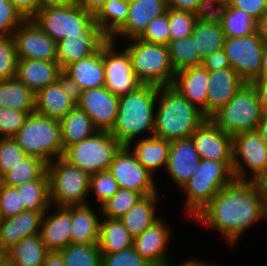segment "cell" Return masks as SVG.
Returning a JSON list of instances; mask_svg holds the SVG:
<instances>
[{
    "label": "cell",
    "mask_w": 267,
    "mask_h": 266,
    "mask_svg": "<svg viewBox=\"0 0 267 266\" xmlns=\"http://www.w3.org/2000/svg\"><path fill=\"white\" fill-rule=\"evenodd\" d=\"M267 219V195L262 182L237 181L222 188L191 221L221 234L225 244L238 245L249 228ZM217 231V232H216Z\"/></svg>",
    "instance_id": "obj_1"
},
{
    "label": "cell",
    "mask_w": 267,
    "mask_h": 266,
    "mask_svg": "<svg viewBox=\"0 0 267 266\" xmlns=\"http://www.w3.org/2000/svg\"><path fill=\"white\" fill-rule=\"evenodd\" d=\"M157 90L158 86L142 85L136 91L119 97L117 119L110 133L123 146L137 138L153 136Z\"/></svg>",
    "instance_id": "obj_2"
},
{
    "label": "cell",
    "mask_w": 267,
    "mask_h": 266,
    "mask_svg": "<svg viewBox=\"0 0 267 266\" xmlns=\"http://www.w3.org/2000/svg\"><path fill=\"white\" fill-rule=\"evenodd\" d=\"M206 119L171 85L158 87L153 136L168 141L189 138Z\"/></svg>",
    "instance_id": "obj_3"
},
{
    "label": "cell",
    "mask_w": 267,
    "mask_h": 266,
    "mask_svg": "<svg viewBox=\"0 0 267 266\" xmlns=\"http://www.w3.org/2000/svg\"><path fill=\"white\" fill-rule=\"evenodd\" d=\"M234 180L233 162L201 159L191 178L179 190L185 194V216L193 220L222 188Z\"/></svg>",
    "instance_id": "obj_4"
},
{
    "label": "cell",
    "mask_w": 267,
    "mask_h": 266,
    "mask_svg": "<svg viewBox=\"0 0 267 266\" xmlns=\"http://www.w3.org/2000/svg\"><path fill=\"white\" fill-rule=\"evenodd\" d=\"M12 138L28 156L40 158L47 164L63 156L58 119L33 112Z\"/></svg>",
    "instance_id": "obj_5"
},
{
    "label": "cell",
    "mask_w": 267,
    "mask_h": 266,
    "mask_svg": "<svg viewBox=\"0 0 267 266\" xmlns=\"http://www.w3.org/2000/svg\"><path fill=\"white\" fill-rule=\"evenodd\" d=\"M264 111L256 88L245 83L228 103L209 119L230 136L257 130Z\"/></svg>",
    "instance_id": "obj_6"
},
{
    "label": "cell",
    "mask_w": 267,
    "mask_h": 266,
    "mask_svg": "<svg viewBox=\"0 0 267 266\" xmlns=\"http://www.w3.org/2000/svg\"><path fill=\"white\" fill-rule=\"evenodd\" d=\"M124 42L128 51L133 71L143 85H171L175 71L169 58L167 45L145 42L139 38Z\"/></svg>",
    "instance_id": "obj_7"
},
{
    "label": "cell",
    "mask_w": 267,
    "mask_h": 266,
    "mask_svg": "<svg viewBox=\"0 0 267 266\" xmlns=\"http://www.w3.org/2000/svg\"><path fill=\"white\" fill-rule=\"evenodd\" d=\"M49 198L53 207L88 203L90 175L63 157L47 164Z\"/></svg>",
    "instance_id": "obj_8"
},
{
    "label": "cell",
    "mask_w": 267,
    "mask_h": 266,
    "mask_svg": "<svg viewBox=\"0 0 267 266\" xmlns=\"http://www.w3.org/2000/svg\"><path fill=\"white\" fill-rule=\"evenodd\" d=\"M32 19L56 42L69 35H81V31H101L94 15L78 4L40 8Z\"/></svg>",
    "instance_id": "obj_9"
},
{
    "label": "cell",
    "mask_w": 267,
    "mask_h": 266,
    "mask_svg": "<svg viewBox=\"0 0 267 266\" xmlns=\"http://www.w3.org/2000/svg\"><path fill=\"white\" fill-rule=\"evenodd\" d=\"M122 146L109 131H97L85 140L68 147L62 157L92 175L108 170Z\"/></svg>",
    "instance_id": "obj_10"
},
{
    "label": "cell",
    "mask_w": 267,
    "mask_h": 266,
    "mask_svg": "<svg viewBox=\"0 0 267 266\" xmlns=\"http://www.w3.org/2000/svg\"><path fill=\"white\" fill-rule=\"evenodd\" d=\"M232 151L235 180L262 182L267 177V145L257 130L234 135Z\"/></svg>",
    "instance_id": "obj_11"
},
{
    "label": "cell",
    "mask_w": 267,
    "mask_h": 266,
    "mask_svg": "<svg viewBox=\"0 0 267 266\" xmlns=\"http://www.w3.org/2000/svg\"><path fill=\"white\" fill-rule=\"evenodd\" d=\"M119 46V43L116 44V42L108 39L102 45V60L105 73L104 87L112 94L120 97L136 91L143 84L137 79L133 71L128 51Z\"/></svg>",
    "instance_id": "obj_12"
},
{
    "label": "cell",
    "mask_w": 267,
    "mask_h": 266,
    "mask_svg": "<svg viewBox=\"0 0 267 266\" xmlns=\"http://www.w3.org/2000/svg\"><path fill=\"white\" fill-rule=\"evenodd\" d=\"M119 188L139 192L143 197L160 193L155 177L141 163L128 146H122L108 168Z\"/></svg>",
    "instance_id": "obj_13"
},
{
    "label": "cell",
    "mask_w": 267,
    "mask_h": 266,
    "mask_svg": "<svg viewBox=\"0 0 267 266\" xmlns=\"http://www.w3.org/2000/svg\"><path fill=\"white\" fill-rule=\"evenodd\" d=\"M263 43L257 31L245 37H226L224 50L231 68L246 83H252L260 76Z\"/></svg>",
    "instance_id": "obj_14"
},
{
    "label": "cell",
    "mask_w": 267,
    "mask_h": 266,
    "mask_svg": "<svg viewBox=\"0 0 267 266\" xmlns=\"http://www.w3.org/2000/svg\"><path fill=\"white\" fill-rule=\"evenodd\" d=\"M76 106L92 119L99 131L110 132L117 119L119 96L104 86L84 89L76 93Z\"/></svg>",
    "instance_id": "obj_15"
},
{
    "label": "cell",
    "mask_w": 267,
    "mask_h": 266,
    "mask_svg": "<svg viewBox=\"0 0 267 266\" xmlns=\"http://www.w3.org/2000/svg\"><path fill=\"white\" fill-rule=\"evenodd\" d=\"M19 59L56 61L57 42L45 34L33 19H25L13 33Z\"/></svg>",
    "instance_id": "obj_16"
},
{
    "label": "cell",
    "mask_w": 267,
    "mask_h": 266,
    "mask_svg": "<svg viewBox=\"0 0 267 266\" xmlns=\"http://www.w3.org/2000/svg\"><path fill=\"white\" fill-rule=\"evenodd\" d=\"M171 225L160 218L143 233L134 238L135 251L152 266H166L173 260L169 255L172 236ZM169 255V256H168ZM170 259V260H169Z\"/></svg>",
    "instance_id": "obj_17"
},
{
    "label": "cell",
    "mask_w": 267,
    "mask_h": 266,
    "mask_svg": "<svg viewBox=\"0 0 267 266\" xmlns=\"http://www.w3.org/2000/svg\"><path fill=\"white\" fill-rule=\"evenodd\" d=\"M190 137L200 159L233 162L232 136L221 131L209 118Z\"/></svg>",
    "instance_id": "obj_18"
},
{
    "label": "cell",
    "mask_w": 267,
    "mask_h": 266,
    "mask_svg": "<svg viewBox=\"0 0 267 266\" xmlns=\"http://www.w3.org/2000/svg\"><path fill=\"white\" fill-rule=\"evenodd\" d=\"M167 9L166 0H136L130 2L125 23L109 40L120 44V41L123 40L139 38L146 30L147 25L153 19L166 13Z\"/></svg>",
    "instance_id": "obj_19"
},
{
    "label": "cell",
    "mask_w": 267,
    "mask_h": 266,
    "mask_svg": "<svg viewBox=\"0 0 267 266\" xmlns=\"http://www.w3.org/2000/svg\"><path fill=\"white\" fill-rule=\"evenodd\" d=\"M76 106V93L62 76L35 94L34 112L60 120Z\"/></svg>",
    "instance_id": "obj_20"
},
{
    "label": "cell",
    "mask_w": 267,
    "mask_h": 266,
    "mask_svg": "<svg viewBox=\"0 0 267 266\" xmlns=\"http://www.w3.org/2000/svg\"><path fill=\"white\" fill-rule=\"evenodd\" d=\"M62 75L74 92L105 85L102 46L92 55L73 62L62 70Z\"/></svg>",
    "instance_id": "obj_21"
},
{
    "label": "cell",
    "mask_w": 267,
    "mask_h": 266,
    "mask_svg": "<svg viewBox=\"0 0 267 266\" xmlns=\"http://www.w3.org/2000/svg\"><path fill=\"white\" fill-rule=\"evenodd\" d=\"M200 156L194 142L189 138L170 141V151L165 171L171 182L181 189L191 178L200 163Z\"/></svg>",
    "instance_id": "obj_22"
},
{
    "label": "cell",
    "mask_w": 267,
    "mask_h": 266,
    "mask_svg": "<svg viewBox=\"0 0 267 266\" xmlns=\"http://www.w3.org/2000/svg\"><path fill=\"white\" fill-rule=\"evenodd\" d=\"M209 71L202 65L176 71L171 86L207 117Z\"/></svg>",
    "instance_id": "obj_23"
},
{
    "label": "cell",
    "mask_w": 267,
    "mask_h": 266,
    "mask_svg": "<svg viewBox=\"0 0 267 266\" xmlns=\"http://www.w3.org/2000/svg\"><path fill=\"white\" fill-rule=\"evenodd\" d=\"M51 208L44 213L40 236L48 251H62L71 244V206Z\"/></svg>",
    "instance_id": "obj_24"
},
{
    "label": "cell",
    "mask_w": 267,
    "mask_h": 266,
    "mask_svg": "<svg viewBox=\"0 0 267 266\" xmlns=\"http://www.w3.org/2000/svg\"><path fill=\"white\" fill-rule=\"evenodd\" d=\"M46 211H22L17 215L0 218V254L23 238L40 234Z\"/></svg>",
    "instance_id": "obj_25"
},
{
    "label": "cell",
    "mask_w": 267,
    "mask_h": 266,
    "mask_svg": "<svg viewBox=\"0 0 267 266\" xmlns=\"http://www.w3.org/2000/svg\"><path fill=\"white\" fill-rule=\"evenodd\" d=\"M107 40L101 31H81V35H69L57 42L56 61L63 70L71 63L92 55Z\"/></svg>",
    "instance_id": "obj_26"
},
{
    "label": "cell",
    "mask_w": 267,
    "mask_h": 266,
    "mask_svg": "<svg viewBox=\"0 0 267 266\" xmlns=\"http://www.w3.org/2000/svg\"><path fill=\"white\" fill-rule=\"evenodd\" d=\"M245 83L232 68L209 71L207 118L225 106Z\"/></svg>",
    "instance_id": "obj_27"
},
{
    "label": "cell",
    "mask_w": 267,
    "mask_h": 266,
    "mask_svg": "<svg viewBox=\"0 0 267 266\" xmlns=\"http://www.w3.org/2000/svg\"><path fill=\"white\" fill-rule=\"evenodd\" d=\"M62 76V68L57 61L38 59H19L18 61L16 78L35 94Z\"/></svg>",
    "instance_id": "obj_28"
},
{
    "label": "cell",
    "mask_w": 267,
    "mask_h": 266,
    "mask_svg": "<svg viewBox=\"0 0 267 266\" xmlns=\"http://www.w3.org/2000/svg\"><path fill=\"white\" fill-rule=\"evenodd\" d=\"M90 203L71 206V243L94 244L99 239L101 207ZM95 209V210H94ZM99 213V214H98Z\"/></svg>",
    "instance_id": "obj_29"
},
{
    "label": "cell",
    "mask_w": 267,
    "mask_h": 266,
    "mask_svg": "<svg viewBox=\"0 0 267 266\" xmlns=\"http://www.w3.org/2000/svg\"><path fill=\"white\" fill-rule=\"evenodd\" d=\"M128 147L132 149L131 151L136 156L138 162L154 176H157L155 174L157 170L166 168L170 141L152 136L134 140Z\"/></svg>",
    "instance_id": "obj_30"
},
{
    "label": "cell",
    "mask_w": 267,
    "mask_h": 266,
    "mask_svg": "<svg viewBox=\"0 0 267 266\" xmlns=\"http://www.w3.org/2000/svg\"><path fill=\"white\" fill-rule=\"evenodd\" d=\"M159 198V193L144 196L120 218L124 227L134 238L161 218L162 215L158 217L159 215L156 214L158 201L161 200Z\"/></svg>",
    "instance_id": "obj_31"
},
{
    "label": "cell",
    "mask_w": 267,
    "mask_h": 266,
    "mask_svg": "<svg viewBox=\"0 0 267 266\" xmlns=\"http://www.w3.org/2000/svg\"><path fill=\"white\" fill-rule=\"evenodd\" d=\"M61 140L64 151L99 131L92 119L79 107L75 106L60 120Z\"/></svg>",
    "instance_id": "obj_32"
},
{
    "label": "cell",
    "mask_w": 267,
    "mask_h": 266,
    "mask_svg": "<svg viewBox=\"0 0 267 266\" xmlns=\"http://www.w3.org/2000/svg\"><path fill=\"white\" fill-rule=\"evenodd\" d=\"M134 237L124 227L120 219L101 216L98 244L101 253H117L133 246Z\"/></svg>",
    "instance_id": "obj_33"
},
{
    "label": "cell",
    "mask_w": 267,
    "mask_h": 266,
    "mask_svg": "<svg viewBox=\"0 0 267 266\" xmlns=\"http://www.w3.org/2000/svg\"><path fill=\"white\" fill-rule=\"evenodd\" d=\"M48 250L40 234L21 239L4 255L16 266H43Z\"/></svg>",
    "instance_id": "obj_34"
},
{
    "label": "cell",
    "mask_w": 267,
    "mask_h": 266,
    "mask_svg": "<svg viewBox=\"0 0 267 266\" xmlns=\"http://www.w3.org/2000/svg\"><path fill=\"white\" fill-rule=\"evenodd\" d=\"M0 107L31 114L35 109V93L16 77L0 81Z\"/></svg>",
    "instance_id": "obj_35"
},
{
    "label": "cell",
    "mask_w": 267,
    "mask_h": 266,
    "mask_svg": "<svg viewBox=\"0 0 267 266\" xmlns=\"http://www.w3.org/2000/svg\"><path fill=\"white\" fill-rule=\"evenodd\" d=\"M15 188L20 193L24 210L47 211L51 206L47 171L39 179L23 183Z\"/></svg>",
    "instance_id": "obj_36"
},
{
    "label": "cell",
    "mask_w": 267,
    "mask_h": 266,
    "mask_svg": "<svg viewBox=\"0 0 267 266\" xmlns=\"http://www.w3.org/2000/svg\"><path fill=\"white\" fill-rule=\"evenodd\" d=\"M129 3L123 0H108L94 15V21L109 39L126 21Z\"/></svg>",
    "instance_id": "obj_37"
},
{
    "label": "cell",
    "mask_w": 267,
    "mask_h": 266,
    "mask_svg": "<svg viewBox=\"0 0 267 266\" xmlns=\"http://www.w3.org/2000/svg\"><path fill=\"white\" fill-rule=\"evenodd\" d=\"M192 37L201 59L212 56L216 51L224 49L226 35L221 25L205 24L197 21Z\"/></svg>",
    "instance_id": "obj_38"
},
{
    "label": "cell",
    "mask_w": 267,
    "mask_h": 266,
    "mask_svg": "<svg viewBox=\"0 0 267 266\" xmlns=\"http://www.w3.org/2000/svg\"><path fill=\"white\" fill-rule=\"evenodd\" d=\"M47 171V163L42 159L27 156L7 172L0 182L9 187H17L23 183L39 179Z\"/></svg>",
    "instance_id": "obj_39"
},
{
    "label": "cell",
    "mask_w": 267,
    "mask_h": 266,
    "mask_svg": "<svg viewBox=\"0 0 267 266\" xmlns=\"http://www.w3.org/2000/svg\"><path fill=\"white\" fill-rule=\"evenodd\" d=\"M169 58L174 71L201 65L202 59L198 54L192 35L169 42Z\"/></svg>",
    "instance_id": "obj_40"
},
{
    "label": "cell",
    "mask_w": 267,
    "mask_h": 266,
    "mask_svg": "<svg viewBox=\"0 0 267 266\" xmlns=\"http://www.w3.org/2000/svg\"><path fill=\"white\" fill-rule=\"evenodd\" d=\"M61 253L65 266H101L102 253L98 243H71Z\"/></svg>",
    "instance_id": "obj_41"
},
{
    "label": "cell",
    "mask_w": 267,
    "mask_h": 266,
    "mask_svg": "<svg viewBox=\"0 0 267 266\" xmlns=\"http://www.w3.org/2000/svg\"><path fill=\"white\" fill-rule=\"evenodd\" d=\"M143 196L136 191L119 188L118 191L101 206V215L107 219H120Z\"/></svg>",
    "instance_id": "obj_42"
},
{
    "label": "cell",
    "mask_w": 267,
    "mask_h": 266,
    "mask_svg": "<svg viewBox=\"0 0 267 266\" xmlns=\"http://www.w3.org/2000/svg\"><path fill=\"white\" fill-rule=\"evenodd\" d=\"M256 21L247 13L233 7L221 22L226 37H245L256 32Z\"/></svg>",
    "instance_id": "obj_43"
},
{
    "label": "cell",
    "mask_w": 267,
    "mask_h": 266,
    "mask_svg": "<svg viewBox=\"0 0 267 266\" xmlns=\"http://www.w3.org/2000/svg\"><path fill=\"white\" fill-rule=\"evenodd\" d=\"M119 189L117 181L108 170L90 175L89 194L95 198L98 207L108 201Z\"/></svg>",
    "instance_id": "obj_44"
},
{
    "label": "cell",
    "mask_w": 267,
    "mask_h": 266,
    "mask_svg": "<svg viewBox=\"0 0 267 266\" xmlns=\"http://www.w3.org/2000/svg\"><path fill=\"white\" fill-rule=\"evenodd\" d=\"M18 61L13 35H0V81L16 77Z\"/></svg>",
    "instance_id": "obj_45"
},
{
    "label": "cell",
    "mask_w": 267,
    "mask_h": 266,
    "mask_svg": "<svg viewBox=\"0 0 267 266\" xmlns=\"http://www.w3.org/2000/svg\"><path fill=\"white\" fill-rule=\"evenodd\" d=\"M196 23L193 12L168 8L170 41L192 35Z\"/></svg>",
    "instance_id": "obj_46"
},
{
    "label": "cell",
    "mask_w": 267,
    "mask_h": 266,
    "mask_svg": "<svg viewBox=\"0 0 267 266\" xmlns=\"http://www.w3.org/2000/svg\"><path fill=\"white\" fill-rule=\"evenodd\" d=\"M230 8L229 0H200L194 12L197 21L205 24L221 25Z\"/></svg>",
    "instance_id": "obj_47"
},
{
    "label": "cell",
    "mask_w": 267,
    "mask_h": 266,
    "mask_svg": "<svg viewBox=\"0 0 267 266\" xmlns=\"http://www.w3.org/2000/svg\"><path fill=\"white\" fill-rule=\"evenodd\" d=\"M27 156L12 137L0 138V179Z\"/></svg>",
    "instance_id": "obj_48"
},
{
    "label": "cell",
    "mask_w": 267,
    "mask_h": 266,
    "mask_svg": "<svg viewBox=\"0 0 267 266\" xmlns=\"http://www.w3.org/2000/svg\"><path fill=\"white\" fill-rule=\"evenodd\" d=\"M139 39L154 44L168 45L170 42L168 9L163 15L153 19Z\"/></svg>",
    "instance_id": "obj_49"
},
{
    "label": "cell",
    "mask_w": 267,
    "mask_h": 266,
    "mask_svg": "<svg viewBox=\"0 0 267 266\" xmlns=\"http://www.w3.org/2000/svg\"><path fill=\"white\" fill-rule=\"evenodd\" d=\"M101 266H152L145 261L134 247L123 249L117 253H102Z\"/></svg>",
    "instance_id": "obj_50"
},
{
    "label": "cell",
    "mask_w": 267,
    "mask_h": 266,
    "mask_svg": "<svg viewBox=\"0 0 267 266\" xmlns=\"http://www.w3.org/2000/svg\"><path fill=\"white\" fill-rule=\"evenodd\" d=\"M28 116L26 112L0 107V138L13 137Z\"/></svg>",
    "instance_id": "obj_51"
},
{
    "label": "cell",
    "mask_w": 267,
    "mask_h": 266,
    "mask_svg": "<svg viewBox=\"0 0 267 266\" xmlns=\"http://www.w3.org/2000/svg\"><path fill=\"white\" fill-rule=\"evenodd\" d=\"M25 211L21 203L20 193L15 187L0 182V218H8Z\"/></svg>",
    "instance_id": "obj_52"
},
{
    "label": "cell",
    "mask_w": 267,
    "mask_h": 266,
    "mask_svg": "<svg viewBox=\"0 0 267 266\" xmlns=\"http://www.w3.org/2000/svg\"><path fill=\"white\" fill-rule=\"evenodd\" d=\"M24 20L10 0H0V35H13Z\"/></svg>",
    "instance_id": "obj_53"
},
{
    "label": "cell",
    "mask_w": 267,
    "mask_h": 266,
    "mask_svg": "<svg viewBox=\"0 0 267 266\" xmlns=\"http://www.w3.org/2000/svg\"><path fill=\"white\" fill-rule=\"evenodd\" d=\"M230 7L240 9L256 22L267 11V0H229Z\"/></svg>",
    "instance_id": "obj_54"
},
{
    "label": "cell",
    "mask_w": 267,
    "mask_h": 266,
    "mask_svg": "<svg viewBox=\"0 0 267 266\" xmlns=\"http://www.w3.org/2000/svg\"><path fill=\"white\" fill-rule=\"evenodd\" d=\"M201 65L208 71L231 68L229 58L224 49L216 51L212 56L202 59Z\"/></svg>",
    "instance_id": "obj_55"
},
{
    "label": "cell",
    "mask_w": 267,
    "mask_h": 266,
    "mask_svg": "<svg viewBox=\"0 0 267 266\" xmlns=\"http://www.w3.org/2000/svg\"><path fill=\"white\" fill-rule=\"evenodd\" d=\"M24 19H32L40 9L39 0H10Z\"/></svg>",
    "instance_id": "obj_56"
},
{
    "label": "cell",
    "mask_w": 267,
    "mask_h": 266,
    "mask_svg": "<svg viewBox=\"0 0 267 266\" xmlns=\"http://www.w3.org/2000/svg\"><path fill=\"white\" fill-rule=\"evenodd\" d=\"M200 0H166L168 8L195 12Z\"/></svg>",
    "instance_id": "obj_57"
},
{
    "label": "cell",
    "mask_w": 267,
    "mask_h": 266,
    "mask_svg": "<svg viewBox=\"0 0 267 266\" xmlns=\"http://www.w3.org/2000/svg\"><path fill=\"white\" fill-rule=\"evenodd\" d=\"M252 85L257 90L264 113H267V78H257Z\"/></svg>",
    "instance_id": "obj_58"
},
{
    "label": "cell",
    "mask_w": 267,
    "mask_h": 266,
    "mask_svg": "<svg viewBox=\"0 0 267 266\" xmlns=\"http://www.w3.org/2000/svg\"><path fill=\"white\" fill-rule=\"evenodd\" d=\"M108 0H78V5L95 15Z\"/></svg>",
    "instance_id": "obj_59"
},
{
    "label": "cell",
    "mask_w": 267,
    "mask_h": 266,
    "mask_svg": "<svg viewBox=\"0 0 267 266\" xmlns=\"http://www.w3.org/2000/svg\"><path fill=\"white\" fill-rule=\"evenodd\" d=\"M43 266H65L61 251H48Z\"/></svg>",
    "instance_id": "obj_60"
},
{
    "label": "cell",
    "mask_w": 267,
    "mask_h": 266,
    "mask_svg": "<svg viewBox=\"0 0 267 266\" xmlns=\"http://www.w3.org/2000/svg\"><path fill=\"white\" fill-rule=\"evenodd\" d=\"M256 31L264 43H267V11L257 20Z\"/></svg>",
    "instance_id": "obj_61"
},
{
    "label": "cell",
    "mask_w": 267,
    "mask_h": 266,
    "mask_svg": "<svg viewBox=\"0 0 267 266\" xmlns=\"http://www.w3.org/2000/svg\"><path fill=\"white\" fill-rule=\"evenodd\" d=\"M40 8L70 6L78 4V0H39Z\"/></svg>",
    "instance_id": "obj_62"
},
{
    "label": "cell",
    "mask_w": 267,
    "mask_h": 266,
    "mask_svg": "<svg viewBox=\"0 0 267 266\" xmlns=\"http://www.w3.org/2000/svg\"><path fill=\"white\" fill-rule=\"evenodd\" d=\"M209 262L206 260L203 261L202 259H194V258H187V260H182L179 264L174 265L172 262L167 264L166 266H210Z\"/></svg>",
    "instance_id": "obj_63"
},
{
    "label": "cell",
    "mask_w": 267,
    "mask_h": 266,
    "mask_svg": "<svg viewBox=\"0 0 267 266\" xmlns=\"http://www.w3.org/2000/svg\"><path fill=\"white\" fill-rule=\"evenodd\" d=\"M257 131L259 132L261 139L267 145V113L263 114V117L258 125Z\"/></svg>",
    "instance_id": "obj_64"
},
{
    "label": "cell",
    "mask_w": 267,
    "mask_h": 266,
    "mask_svg": "<svg viewBox=\"0 0 267 266\" xmlns=\"http://www.w3.org/2000/svg\"><path fill=\"white\" fill-rule=\"evenodd\" d=\"M259 78H267V43H263L262 67Z\"/></svg>",
    "instance_id": "obj_65"
},
{
    "label": "cell",
    "mask_w": 267,
    "mask_h": 266,
    "mask_svg": "<svg viewBox=\"0 0 267 266\" xmlns=\"http://www.w3.org/2000/svg\"><path fill=\"white\" fill-rule=\"evenodd\" d=\"M0 266H16L4 254H0Z\"/></svg>",
    "instance_id": "obj_66"
},
{
    "label": "cell",
    "mask_w": 267,
    "mask_h": 266,
    "mask_svg": "<svg viewBox=\"0 0 267 266\" xmlns=\"http://www.w3.org/2000/svg\"><path fill=\"white\" fill-rule=\"evenodd\" d=\"M264 190L267 191V177L262 181Z\"/></svg>",
    "instance_id": "obj_67"
},
{
    "label": "cell",
    "mask_w": 267,
    "mask_h": 266,
    "mask_svg": "<svg viewBox=\"0 0 267 266\" xmlns=\"http://www.w3.org/2000/svg\"><path fill=\"white\" fill-rule=\"evenodd\" d=\"M123 1H125L127 3H130V2H133V1H136V0H123Z\"/></svg>",
    "instance_id": "obj_68"
}]
</instances>
